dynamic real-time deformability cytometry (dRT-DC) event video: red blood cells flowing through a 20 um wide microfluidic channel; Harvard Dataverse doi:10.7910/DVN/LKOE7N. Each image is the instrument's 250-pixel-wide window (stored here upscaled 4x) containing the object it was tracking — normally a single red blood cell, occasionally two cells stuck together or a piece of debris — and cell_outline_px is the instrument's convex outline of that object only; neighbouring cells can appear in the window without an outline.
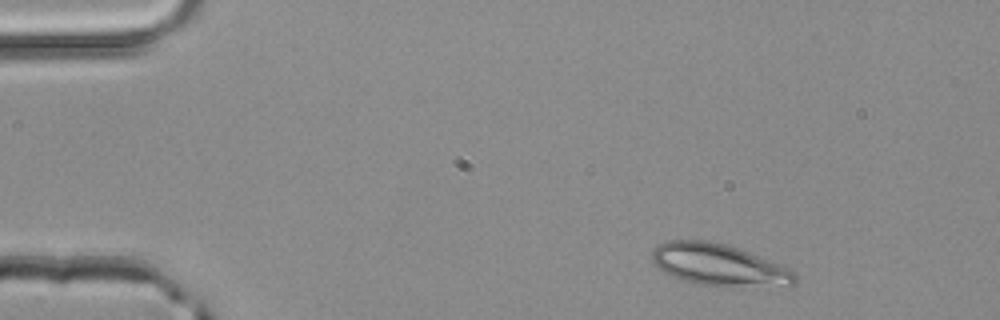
{"species": "common noctule bat (a hibernating species)", "species_latin": "Nyctalus noctula", "temperature_condition": "room temperature", "stored_images_in_passage": 2, "camera_frame_rate_fps": 3000, "um_per_image_px": 0.085, "animal": {"sex": "male", "body_mass_g": 20.4}, "frame": {"image": 1, "passage_image": 1, "time_ms": 0.0, "image_size_px": [1000, 320], "cell_outline_px": [[796, 284], [736, 288], [700, 284], [680, 280], [664, 272], [652, 260], [652, 252], [660, 244], [668, 240], [704, 240], [728, 244], [780, 264], [796, 272]], "centroid_in_image_um": [61.13, 22.53], "position_along_channel_um": 23.9, "area_um2": 34.97}}